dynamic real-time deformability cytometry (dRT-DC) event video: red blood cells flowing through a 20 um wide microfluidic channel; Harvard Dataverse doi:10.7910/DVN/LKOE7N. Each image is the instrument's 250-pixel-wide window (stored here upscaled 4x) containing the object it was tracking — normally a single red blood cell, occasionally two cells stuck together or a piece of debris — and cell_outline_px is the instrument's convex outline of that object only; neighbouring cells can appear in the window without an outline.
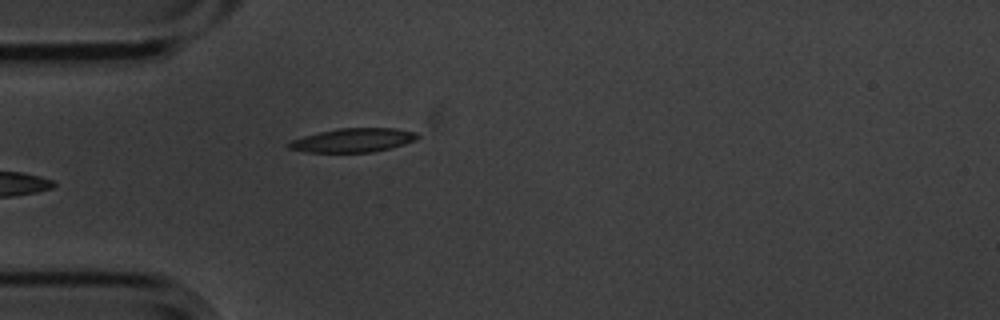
{"species": "common noctule bat (a hibernating species)", "species_latin": "Nyctalus noctula", "temperature_condition": "cold", "stored_images_in_passage": 5, "camera_frame_rate_fps": 3000, "um_per_image_px": 0.085, "animal": {"sex": "male", "body_mass_g": 20.1, "forearm_length_mm": 53.5}, "frame": {"image": 1, "passage_image": 5, "time_ms": 1.333, "image_size_px": [1000, 320], "cell_outline_px": [[420, 136], [416, 140], [404, 144], [372, 152], [308, 152], [288, 148], [288, 144], [292, 140], [304, 136], [320, 132], [340, 128], [396, 128], [416, 132]], "centroid_in_image_um": [30.05, 11.91], "position_along_channel_um": 55.0, "area_um2": 17.69}}